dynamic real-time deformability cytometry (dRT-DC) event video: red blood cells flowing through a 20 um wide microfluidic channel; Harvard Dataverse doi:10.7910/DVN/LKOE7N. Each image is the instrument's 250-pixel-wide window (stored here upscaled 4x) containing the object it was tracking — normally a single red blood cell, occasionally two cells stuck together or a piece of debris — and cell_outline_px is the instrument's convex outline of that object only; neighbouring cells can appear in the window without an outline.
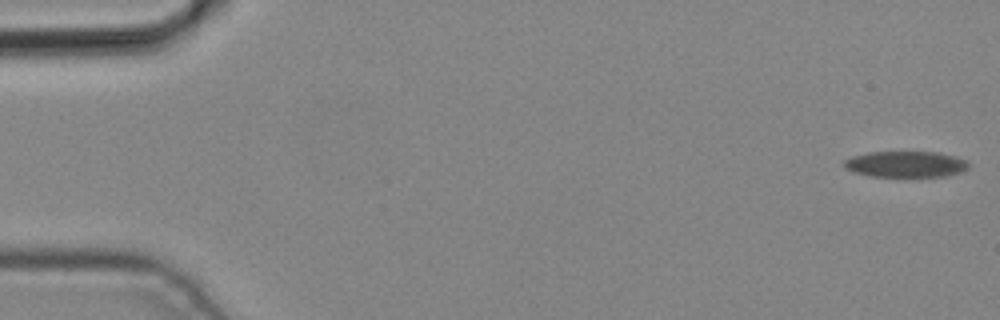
{"species": "common noctule bat (a hibernating species)", "species_latin": "Nyctalus noctula", "temperature_condition": "cold", "stored_images_in_passage": 5, "camera_frame_rate_fps": 3000, "um_per_image_px": 0.085, "animal": {"sex": "male", "body_mass_g": 19.2, "forearm_length_mm": 51.8}, "frame": {"image": 1, "passage_image": 1, "time_ms": 0.0, "image_size_px": [1000, 320], "cell_outline_px": [[968, 168], [964, 172], [944, 176], [872, 176], [856, 172], [844, 168], [844, 160], [852, 156], [868, 152], [940, 152], [956, 156], [968, 160]], "centroid_in_image_um": [77.04, 13.94], "position_along_channel_um": 8.0, "area_um2": 18.96}}
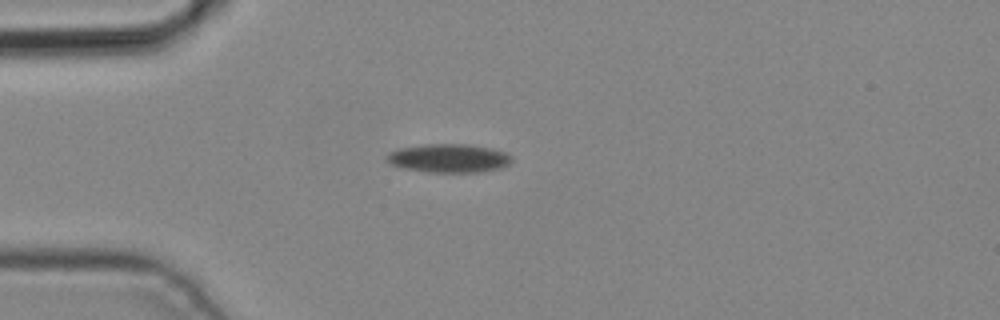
{"frame": {"image": 2, "passage_image": 5, "time_ms": 1.333, "image_size_px": [1000, 320], "cell_outline_px": [[512, 160], [504, 168], [480, 172], [428, 172], [400, 168], [392, 164], [384, 156], [388, 152], [400, 148], [424, 144], [468, 144], [492, 148], [504, 152], [512, 156]], "centroid_in_image_um": [38.15, 13.45], "position_along_channel_um": 46.8, "area_um2": 21.04}}